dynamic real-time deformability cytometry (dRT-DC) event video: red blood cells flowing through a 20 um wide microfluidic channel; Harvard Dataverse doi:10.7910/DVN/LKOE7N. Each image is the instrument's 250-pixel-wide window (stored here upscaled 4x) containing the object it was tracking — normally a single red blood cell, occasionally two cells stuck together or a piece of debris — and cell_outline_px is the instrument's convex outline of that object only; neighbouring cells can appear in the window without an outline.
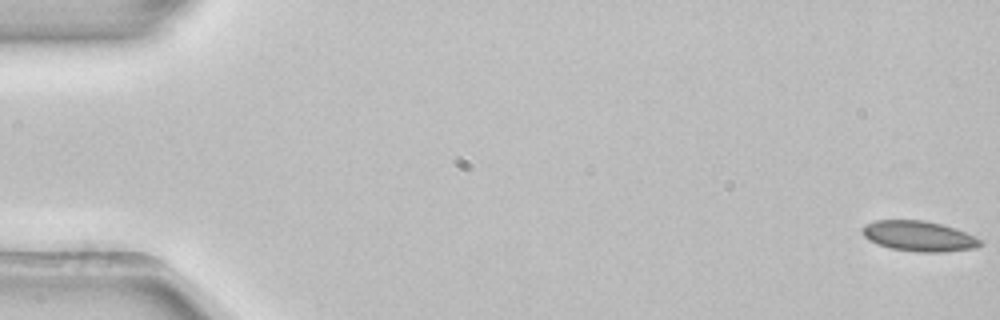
{"species": "common noctule bat (a hibernating species)", "species_latin": "Nyctalus noctula", "temperature_condition": "room temperature", "stored_images_in_passage": 38, "camera_frame_rate_fps": 3000, "um_per_image_px": 0.085, "animal": {"sex": "female", "body_mass_g": 22.7, "forearm_length_mm": 54.2}, "frame": {"image": 1, "passage_image": 1, "time_ms": 0.0, "image_size_px": [1000, 320], "cell_outline_px": [[980, 244], [976, 248], [944, 252], [916, 252], [892, 248], [868, 240], [864, 236], [860, 228], [864, 224], [876, 220], [924, 220], [956, 228], [980, 240]], "centroid_in_image_um": [78.05, 20.06], "position_along_channel_um": 6.9, "area_um2": 20.69}}
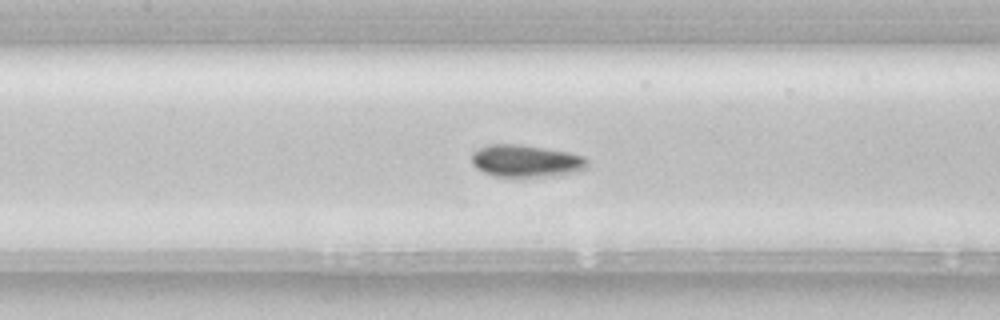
{"frame": {"image": 2, "passage_image": 25, "time_ms": 8.0, "image_size_px": [1000, 320], "cell_outline_px": [[588, 168], [576, 172], [544, 176], [492, 176], [476, 168], [472, 164], [472, 152], [488, 144], [520, 144], [568, 152], [584, 156], [588, 160]], "centroid_in_image_um": [44.71, 13.67], "position_along_channel_um": 162.7, "area_um2": 21.68}}
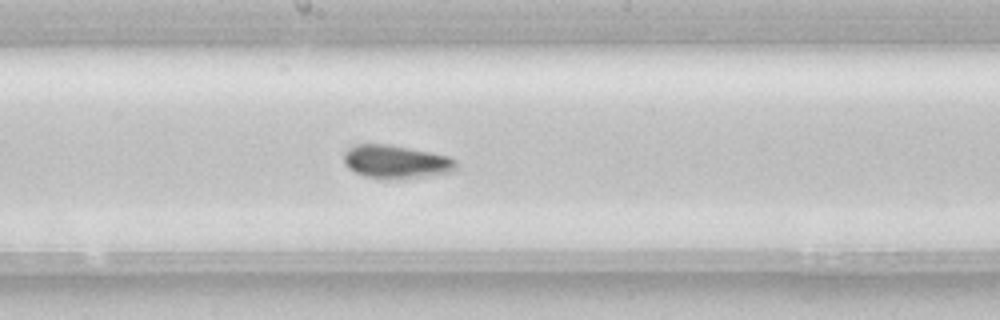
{"frame": {"image": 3, "passage_image": 29, "time_ms": 9.333, "image_size_px": [1000, 320], "cell_outline_px": [[456, 168], [452, 172], [388, 180], [364, 176], [348, 168], [344, 164], [344, 152], [348, 148], [356, 144], [388, 144], [448, 156], [456, 160]], "centroid_in_image_um": [33.61, 13.75], "position_along_channel_um": 214.6, "area_um2": 21.62}}